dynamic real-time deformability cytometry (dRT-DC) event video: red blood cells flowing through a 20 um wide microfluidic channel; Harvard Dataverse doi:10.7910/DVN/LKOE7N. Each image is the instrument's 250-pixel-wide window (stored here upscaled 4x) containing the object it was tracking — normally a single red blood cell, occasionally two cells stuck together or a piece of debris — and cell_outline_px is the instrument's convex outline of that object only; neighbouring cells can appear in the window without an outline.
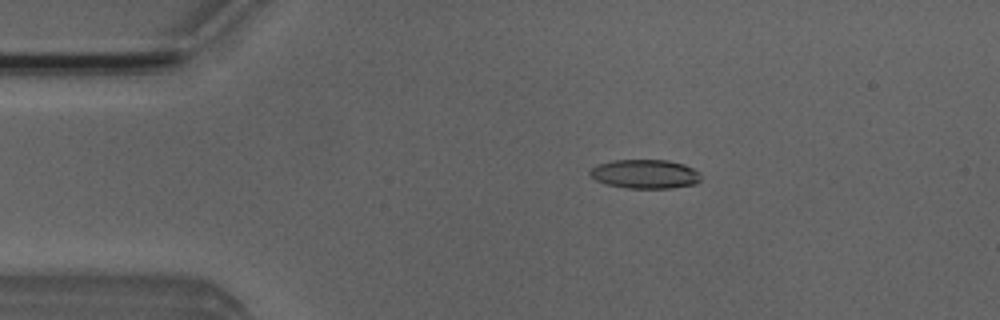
{"species": "Egyptian fruit bat (a non-hibernating species)", "species_latin": "Rousettus aegyptiacus", "temperature_condition": "room temperature", "stored_images_in_passage": 4, "camera_frame_rate_fps": 3000, "um_per_image_px": 0.085, "animal": {"sex": "male"}, "frame": {"image": 1, "passage_image": 2, "time_ms": 1.333, "image_size_px": [1000, 320], "cell_outline_px": [[700, 180], [696, 184], [672, 188], [628, 188], [608, 184], [596, 180], [588, 172], [596, 164], [612, 160], [668, 160], [684, 164], [700, 172]], "centroid_in_image_um": [54.84, 14.78], "position_along_channel_um": 30.2, "area_um2": 18.79}}